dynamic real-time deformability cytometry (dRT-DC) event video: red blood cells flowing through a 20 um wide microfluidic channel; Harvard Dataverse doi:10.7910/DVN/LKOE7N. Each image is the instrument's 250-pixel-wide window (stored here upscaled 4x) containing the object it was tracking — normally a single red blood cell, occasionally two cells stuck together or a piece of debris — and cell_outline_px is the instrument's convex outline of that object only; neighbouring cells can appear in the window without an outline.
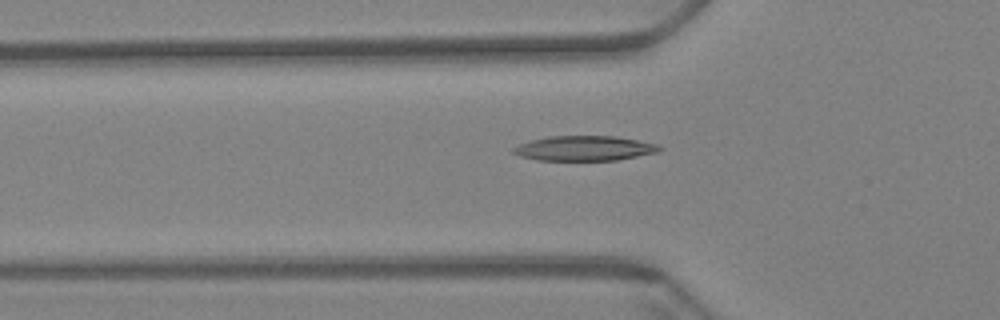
{"species": "Egyptian fruit bat (a non-hibernating species)", "species_latin": "Rousettus aegyptiacus", "temperature_condition": "warm", "stored_images_in_passage": 47, "camera_frame_rate_fps": 3000, "um_per_image_px": 0.085, "animal": {"sex": "female"}, "frame": {"image": 1, "passage_image": 7, "time_ms": 2.0, "image_size_px": [1000, 320], "cell_outline_px": [[664, 148], [656, 152], [616, 160], [536, 160], [520, 156], [512, 152], [512, 148], [520, 144], [532, 140], [548, 136], [616, 136], [660, 144]], "centroid_in_image_um": [49.68, 12.6], "position_along_channel_um": 76.1, "area_um2": 21.15}}
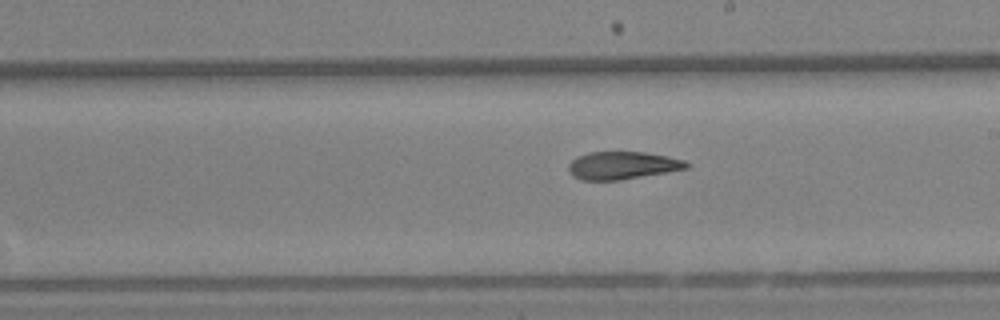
{"frame": {"image": 2, "passage_image": 21, "time_ms": 6.667, "image_size_px": [1000, 320], "cell_outline_px": [[688, 168], [620, 180], [580, 180], [572, 176], [568, 172], [568, 164], [576, 156], [588, 152], [644, 152], [668, 156], [684, 160], [688, 164]], "centroid_in_image_um": [52.84, 14.06], "position_along_channel_um": 236.2, "area_um2": 19.07}}
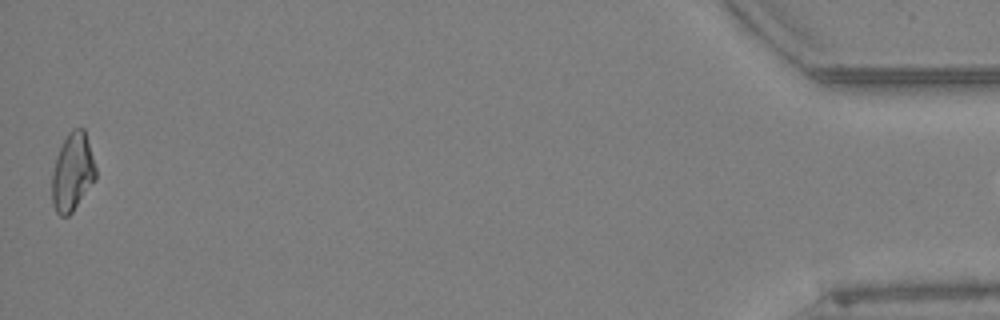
{"frame": {"image": 3, "passage_image": 46, "time_ms": 15.0, "image_size_px": [1000, 320], "cell_outline_px": [[96, 180], [72, 212], [68, 216], [60, 216], [56, 212], [52, 204], [52, 172], [56, 156], [68, 132], [72, 128], [84, 128], [96, 168]], "centroid_in_image_um": [6.16, 14.64], "position_along_channel_um": 429.0, "area_um2": 19.94}}